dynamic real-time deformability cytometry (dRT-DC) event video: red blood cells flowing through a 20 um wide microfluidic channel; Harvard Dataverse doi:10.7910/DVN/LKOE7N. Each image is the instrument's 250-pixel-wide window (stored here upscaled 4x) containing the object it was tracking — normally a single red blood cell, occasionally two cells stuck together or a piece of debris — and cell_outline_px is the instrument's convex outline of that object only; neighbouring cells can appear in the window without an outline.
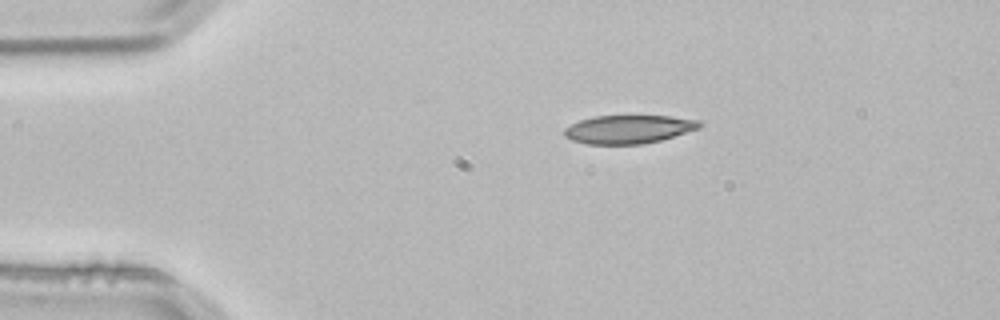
{"species": "common noctule bat (a hibernating species)", "species_latin": "Nyctalus noctula", "temperature_condition": "room temperature", "stored_images_in_passage": 2, "camera_frame_rate_fps": 3000, "um_per_image_px": 0.085, "animal": {"sex": "male", "body_mass_g": 21.5, "forearm_length_mm": 52.0}, "frame": {"image": 1, "passage_image": 1, "time_ms": 0.0, "image_size_px": [1000, 320], "cell_outline_px": [[704, 124], [700, 128], [660, 140], [640, 144], [588, 144], [572, 140], [564, 136], [564, 128], [580, 120], [596, 116], [668, 116], [700, 120]], "centroid_in_image_um": [53.44, 10.98], "position_along_channel_um": 31.6, "area_um2": 22.25}}
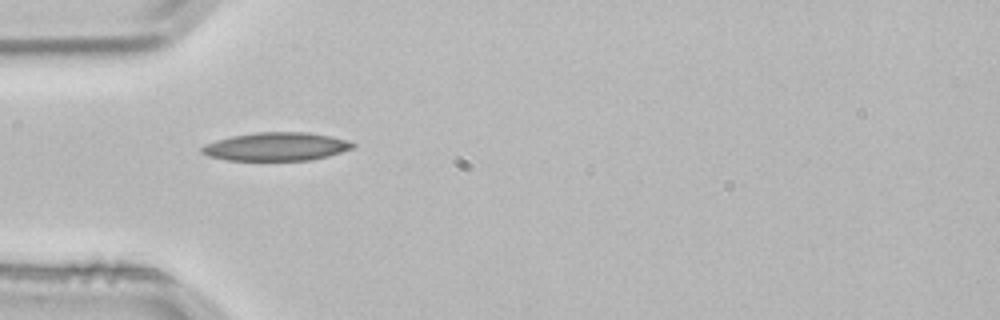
{"frame": {"image": 2, "passage_image": 2, "time_ms": 0.333, "image_size_px": [1000, 320], "cell_outline_px": [[356, 144], [352, 148], [328, 156], [312, 160], [224, 160], [208, 156], [200, 152], [200, 148], [204, 144], [216, 140], [232, 136], [256, 132], [308, 132], [348, 140]], "centroid_in_image_um": [23.44, 12.46], "position_along_channel_um": 61.6, "area_um2": 24.91}}